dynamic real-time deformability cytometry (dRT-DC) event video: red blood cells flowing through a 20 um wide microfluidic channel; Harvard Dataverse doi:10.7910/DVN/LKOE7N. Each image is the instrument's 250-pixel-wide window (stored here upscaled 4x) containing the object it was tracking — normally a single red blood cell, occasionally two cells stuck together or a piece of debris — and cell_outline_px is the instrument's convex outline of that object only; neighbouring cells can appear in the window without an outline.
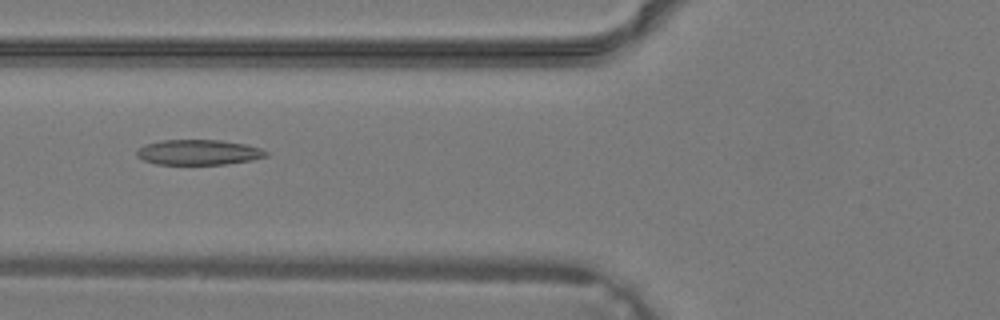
{"species": "common noctule bat (a hibernating species)", "species_latin": "Nyctalus noctula", "temperature_condition": "warm", "stored_images_in_passage": 30, "camera_frame_rate_fps": 3000, "um_per_image_px": 0.085, "animal": {"sex": "male", "body_mass_g": 19.2, "forearm_length_mm": 51.8}, "frame": {"image": 1, "passage_image": 7, "time_ms": 2.0, "image_size_px": [1000, 320], "cell_outline_px": [[268, 156], [252, 160], [224, 164], [156, 164], [144, 160], [136, 156], [136, 152], [144, 144], [160, 140], [220, 140], [248, 144], [260, 148], [268, 152]], "centroid_in_image_um": [16.89, 12.94], "position_along_channel_um": 108.9, "area_um2": 19.07}}
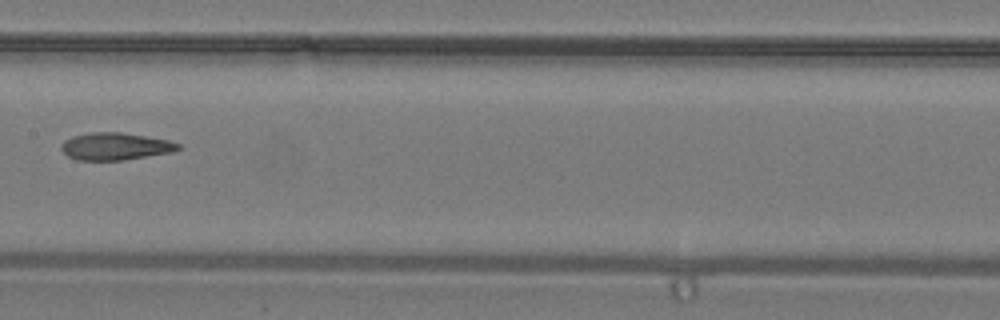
{"frame": {"image": 2, "passage_image": 12, "time_ms": 3.667, "image_size_px": [1000, 320], "cell_outline_px": [[180, 148], [172, 152], [124, 160], [76, 160], [68, 156], [60, 148], [64, 140], [72, 136], [92, 132], [120, 132], [168, 140], [180, 144]], "centroid_in_image_um": [9.78, 12.44], "position_along_channel_um": 197.6, "area_um2": 18.5}}
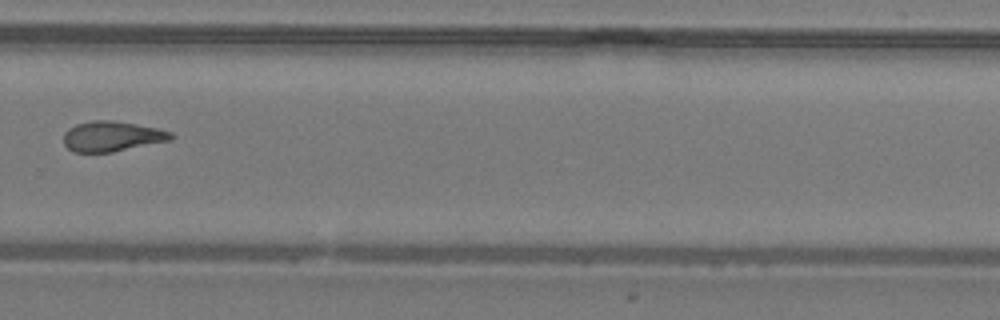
{"frame": {"image": 3, "passage_image": 19, "time_ms": 6.0, "image_size_px": [1000, 320], "cell_outline_px": [[172, 140], [112, 152], [72, 152], [64, 144], [64, 132], [68, 128], [76, 124], [92, 120], [112, 120], [160, 128], [172, 132]], "centroid_in_image_um": [9.52, 11.58], "position_along_channel_um": 320.3, "area_um2": 19.02}}